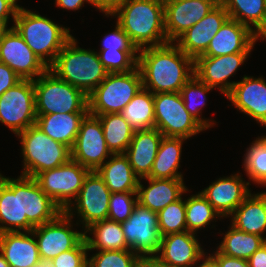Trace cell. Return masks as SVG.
I'll return each mask as SVG.
<instances>
[{
    "label": "cell",
    "instance_id": "6da1fadb",
    "mask_svg": "<svg viewBox=\"0 0 266 267\" xmlns=\"http://www.w3.org/2000/svg\"><path fill=\"white\" fill-rule=\"evenodd\" d=\"M137 67L143 88L153 94L180 92L194 76V59L186 55L175 42L140 49Z\"/></svg>",
    "mask_w": 266,
    "mask_h": 267
},
{
    "label": "cell",
    "instance_id": "7a4b0ae2",
    "mask_svg": "<svg viewBox=\"0 0 266 267\" xmlns=\"http://www.w3.org/2000/svg\"><path fill=\"white\" fill-rule=\"evenodd\" d=\"M110 16L128 34L138 50L168 43L165 32L164 2L125 0Z\"/></svg>",
    "mask_w": 266,
    "mask_h": 267
},
{
    "label": "cell",
    "instance_id": "3957f363",
    "mask_svg": "<svg viewBox=\"0 0 266 267\" xmlns=\"http://www.w3.org/2000/svg\"><path fill=\"white\" fill-rule=\"evenodd\" d=\"M13 27L33 53L49 68L58 53L73 37L69 28L54 23L39 13L19 7Z\"/></svg>",
    "mask_w": 266,
    "mask_h": 267
},
{
    "label": "cell",
    "instance_id": "277c9868",
    "mask_svg": "<svg viewBox=\"0 0 266 267\" xmlns=\"http://www.w3.org/2000/svg\"><path fill=\"white\" fill-rule=\"evenodd\" d=\"M49 70L61 80L82 90L87 96L108 74L98 53L80 48L74 36L58 53Z\"/></svg>",
    "mask_w": 266,
    "mask_h": 267
},
{
    "label": "cell",
    "instance_id": "5b68a950",
    "mask_svg": "<svg viewBox=\"0 0 266 267\" xmlns=\"http://www.w3.org/2000/svg\"><path fill=\"white\" fill-rule=\"evenodd\" d=\"M23 156V176L34 178L42 171L57 168L71 159V149L51 139L37 125L18 135Z\"/></svg>",
    "mask_w": 266,
    "mask_h": 267
},
{
    "label": "cell",
    "instance_id": "8992f818",
    "mask_svg": "<svg viewBox=\"0 0 266 267\" xmlns=\"http://www.w3.org/2000/svg\"><path fill=\"white\" fill-rule=\"evenodd\" d=\"M37 115L89 112L88 96L49 69L34 80Z\"/></svg>",
    "mask_w": 266,
    "mask_h": 267
},
{
    "label": "cell",
    "instance_id": "52a82bcc",
    "mask_svg": "<svg viewBox=\"0 0 266 267\" xmlns=\"http://www.w3.org/2000/svg\"><path fill=\"white\" fill-rule=\"evenodd\" d=\"M142 88V77L138 67L128 72L108 73L88 95L89 114L121 113Z\"/></svg>",
    "mask_w": 266,
    "mask_h": 267
},
{
    "label": "cell",
    "instance_id": "ba28073f",
    "mask_svg": "<svg viewBox=\"0 0 266 267\" xmlns=\"http://www.w3.org/2000/svg\"><path fill=\"white\" fill-rule=\"evenodd\" d=\"M154 127L165 137L189 139L205 129L190 115L180 92L154 94Z\"/></svg>",
    "mask_w": 266,
    "mask_h": 267
},
{
    "label": "cell",
    "instance_id": "9c48e42d",
    "mask_svg": "<svg viewBox=\"0 0 266 267\" xmlns=\"http://www.w3.org/2000/svg\"><path fill=\"white\" fill-rule=\"evenodd\" d=\"M90 172L78 162L70 159L67 163L37 174L34 179L56 205L65 211L80 192L85 177Z\"/></svg>",
    "mask_w": 266,
    "mask_h": 267
},
{
    "label": "cell",
    "instance_id": "30bf717a",
    "mask_svg": "<svg viewBox=\"0 0 266 267\" xmlns=\"http://www.w3.org/2000/svg\"><path fill=\"white\" fill-rule=\"evenodd\" d=\"M37 118L34 80L22 79L0 96V122L18 135Z\"/></svg>",
    "mask_w": 266,
    "mask_h": 267
},
{
    "label": "cell",
    "instance_id": "8fae6325",
    "mask_svg": "<svg viewBox=\"0 0 266 267\" xmlns=\"http://www.w3.org/2000/svg\"><path fill=\"white\" fill-rule=\"evenodd\" d=\"M110 196L111 192L103 178L96 171H90L74 203H71L65 212L72 219L77 213V217L80 216V222L83 224L82 228L85 230L91 224L107 219Z\"/></svg>",
    "mask_w": 266,
    "mask_h": 267
},
{
    "label": "cell",
    "instance_id": "7c38bea8",
    "mask_svg": "<svg viewBox=\"0 0 266 267\" xmlns=\"http://www.w3.org/2000/svg\"><path fill=\"white\" fill-rule=\"evenodd\" d=\"M121 227L131 251L139 256H155L158 253L161 235L156 212L137 203Z\"/></svg>",
    "mask_w": 266,
    "mask_h": 267
},
{
    "label": "cell",
    "instance_id": "4fadbf2b",
    "mask_svg": "<svg viewBox=\"0 0 266 267\" xmlns=\"http://www.w3.org/2000/svg\"><path fill=\"white\" fill-rule=\"evenodd\" d=\"M72 218L62 211L53 221L32 230L42 261L49 262L62 252L74 249L85 237L84 232L73 230Z\"/></svg>",
    "mask_w": 266,
    "mask_h": 267
},
{
    "label": "cell",
    "instance_id": "5bb4252c",
    "mask_svg": "<svg viewBox=\"0 0 266 267\" xmlns=\"http://www.w3.org/2000/svg\"><path fill=\"white\" fill-rule=\"evenodd\" d=\"M111 155L100 119L88 113L71 148V159L90 171H97Z\"/></svg>",
    "mask_w": 266,
    "mask_h": 267
},
{
    "label": "cell",
    "instance_id": "9a60e30c",
    "mask_svg": "<svg viewBox=\"0 0 266 267\" xmlns=\"http://www.w3.org/2000/svg\"><path fill=\"white\" fill-rule=\"evenodd\" d=\"M0 62L10 67L22 79L35 80L49 69L13 26L0 41Z\"/></svg>",
    "mask_w": 266,
    "mask_h": 267
},
{
    "label": "cell",
    "instance_id": "2e32d148",
    "mask_svg": "<svg viewBox=\"0 0 266 267\" xmlns=\"http://www.w3.org/2000/svg\"><path fill=\"white\" fill-rule=\"evenodd\" d=\"M250 52H239L217 57L198 56L194 60V75L210 87L220 90L225 96L237 81H228L244 64Z\"/></svg>",
    "mask_w": 266,
    "mask_h": 267
},
{
    "label": "cell",
    "instance_id": "e0dca14e",
    "mask_svg": "<svg viewBox=\"0 0 266 267\" xmlns=\"http://www.w3.org/2000/svg\"><path fill=\"white\" fill-rule=\"evenodd\" d=\"M203 0H168L164 2L165 32L169 42L204 18L215 6Z\"/></svg>",
    "mask_w": 266,
    "mask_h": 267
},
{
    "label": "cell",
    "instance_id": "ac0fdd59",
    "mask_svg": "<svg viewBox=\"0 0 266 267\" xmlns=\"http://www.w3.org/2000/svg\"><path fill=\"white\" fill-rule=\"evenodd\" d=\"M34 228L23 217L22 175L14 179L0 173V233L27 232Z\"/></svg>",
    "mask_w": 266,
    "mask_h": 267
},
{
    "label": "cell",
    "instance_id": "d6986e66",
    "mask_svg": "<svg viewBox=\"0 0 266 267\" xmlns=\"http://www.w3.org/2000/svg\"><path fill=\"white\" fill-rule=\"evenodd\" d=\"M195 234L184 231L162 236L155 257L167 267H194L205 254Z\"/></svg>",
    "mask_w": 266,
    "mask_h": 267
},
{
    "label": "cell",
    "instance_id": "ffe728a7",
    "mask_svg": "<svg viewBox=\"0 0 266 267\" xmlns=\"http://www.w3.org/2000/svg\"><path fill=\"white\" fill-rule=\"evenodd\" d=\"M228 18L226 9L219 4L174 42L186 55L195 60L206 51L210 41Z\"/></svg>",
    "mask_w": 266,
    "mask_h": 267
},
{
    "label": "cell",
    "instance_id": "44dd1931",
    "mask_svg": "<svg viewBox=\"0 0 266 267\" xmlns=\"http://www.w3.org/2000/svg\"><path fill=\"white\" fill-rule=\"evenodd\" d=\"M242 113L266 126V80L263 77L246 76L237 81L225 96Z\"/></svg>",
    "mask_w": 266,
    "mask_h": 267
},
{
    "label": "cell",
    "instance_id": "7402d4cb",
    "mask_svg": "<svg viewBox=\"0 0 266 267\" xmlns=\"http://www.w3.org/2000/svg\"><path fill=\"white\" fill-rule=\"evenodd\" d=\"M249 185L250 182L243 181L241 175L236 173L229 177L217 179L200 193L208 200L221 218L230 217L232 212L251 193Z\"/></svg>",
    "mask_w": 266,
    "mask_h": 267
},
{
    "label": "cell",
    "instance_id": "603a6c76",
    "mask_svg": "<svg viewBox=\"0 0 266 267\" xmlns=\"http://www.w3.org/2000/svg\"><path fill=\"white\" fill-rule=\"evenodd\" d=\"M256 35L247 26L228 18L200 56L217 57L239 52H251Z\"/></svg>",
    "mask_w": 266,
    "mask_h": 267
},
{
    "label": "cell",
    "instance_id": "cb8c5ba5",
    "mask_svg": "<svg viewBox=\"0 0 266 267\" xmlns=\"http://www.w3.org/2000/svg\"><path fill=\"white\" fill-rule=\"evenodd\" d=\"M163 134L154 128L135 130L125 151L134 173L141 179L147 177L155 161Z\"/></svg>",
    "mask_w": 266,
    "mask_h": 267
},
{
    "label": "cell",
    "instance_id": "d4e9b609",
    "mask_svg": "<svg viewBox=\"0 0 266 267\" xmlns=\"http://www.w3.org/2000/svg\"><path fill=\"white\" fill-rule=\"evenodd\" d=\"M23 217L34 226L53 221L62 210L47 196L36 180L22 175Z\"/></svg>",
    "mask_w": 266,
    "mask_h": 267
},
{
    "label": "cell",
    "instance_id": "484cf974",
    "mask_svg": "<svg viewBox=\"0 0 266 267\" xmlns=\"http://www.w3.org/2000/svg\"><path fill=\"white\" fill-rule=\"evenodd\" d=\"M145 179L149 185L147 188L141 183ZM183 179H157L144 177L139 180L137 189V202L158 213L167 205L179 200L188 188Z\"/></svg>",
    "mask_w": 266,
    "mask_h": 267
},
{
    "label": "cell",
    "instance_id": "4316f807",
    "mask_svg": "<svg viewBox=\"0 0 266 267\" xmlns=\"http://www.w3.org/2000/svg\"><path fill=\"white\" fill-rule=\"evenodd\" d=\"M0 252L10 267H34L42 261L32 231L0 233Z\"/></svg>",
    "mask_w": 266,
    "mask_h": 267
},
{
    "label": "cell",
    "instance_id": "83f0119b",
    "mask_svg": "<svg viewBox=\"0 0 266 267\" xmlns=\"http://www.w3.org/2000/svg\"><path fill=\"white\" fill-rule=\"evenodd\" d=\"M230 216L232 226L266 240V192L250 193Z\"/></svg>",
    "mask_w": 266,
    "mask_h": 267
},
{
    "label": "cell",
    "instance_id": "f1b7e54d",
    "mask_svg": "<svg viewBox=\"0 0 266 267\" xmlns=\"http://www.w3.org/2000/svg\"><path fill=\"white\" fill-rule=\"evenodd\" d=\"M89 112L53 113L37 115V125L51 139L65 144L70 149L80 129V124Z\"/></svg>",
    "mask_w": 266,
    "mask_h": 267
},
{
    "label": "cell",
    "instance_id": "f546056e",
    "mask_svg": "<svg viewBox=\"0 0 266 267\" xmlns=\"http://www.w3.org/2000/svg\"><path fill=\"white\" fill-rule=\"evenodd\" d=\"M96 172L111 193L137 192L140 178L134 173L124 153L112 154Z\"/></svg>",
    "mask_w": 266,
    "mask_h": 267
},
{
    "label": "cell",
    "instance_id": "4dcf8cb0",
    "mask_svg": "<svg viewBox=\"0 0 266 267\" xmlns=\"http://www.w3.org/2000/svg\"><path fill=\"white\" fill-rule=\"evenodd\" d=\"M187 140L182 137L163 136L158 152L153 162L152 169L148 178L157 179H183L180 167L182 144Z\"/></svg>",
    "mask_w": 266,
    "mask_h": 267
},
{
    "label": "cell",
    "instance_id": "1f68e13d",
    "mask_svg": "<svg viewBox=\"0 0 266 267\" xmlns=\"http://www.w3.org/2000/svg\"><path fill=\"white\" fill-rule=\"evenodd\" d=\"M88 250H126L129 249L121 223L109 219L97 221L84 230ZM93 235V237L87 234ZM95 238V239H94Z\"/></svg>",
    "mask_w": 266,
    "mask_h": 267
},
{
    "label": "cell",
    "instance_id": "d6a6232c",
    "mask_svg": "<svg viewBox=\"0 0 266 267\" xmlns=\"http://www.w3.org/2000/svg\"><path fill=\"white\" fill-rule=\"evenodd\" d=\"M100 119L106 145L112 154L125 153L134 136L133 129L121 113L94 115Z\"/></svg>",
    "mask_w": 266,
    "mask_h": 267
},
{
    "label": "cell",
    "instance_id": "836d02e7",
    "mask_svg": "<svg viewBox=\"0 0 266 267\" xmlns=\"http://www.w3.org/2000/svg\"><path fill=\"white\" fill-rule=\"evenodd\" d=\"M221 4L229 18L247 26L254 34L264 26L266 0H222Z\"/></svg>",
    "mask_w": 266,
    "mask_h": 267
},
{
    "label": "cell",
    "instance_id": "e575fe53",
    "mask_svg": "<svg viewBox=\"0 0 266 267\" xmlns=\"http://www.w3.org/2000/svg\"><path fill=\"white\" fill-rule=\"evenodd\" d=\"M121 114L135 130L154 128V94L142 88Z\"/></svg>",
    "mask_w": 266,
    "mask_h": 267
},
{
    "label": "cell",
    "instance_id": "d590c367",
    "mask_svg": "<svg viewBox=\"0 0 266 267\" xmlns=\"http://www.w3.org/2000/svg\"><path fill=\"white\" fill-rule=\"evenodd\" d=\"M225 232L223 241L217 249L227 256L248 260L266 240L256 234L246 233L231 225Z\"/></svg>",
    "mask_w": 266,
    "mask_h": 267
},
{
    "label": "cell",
    "instance_id": "8d00e7d4",
    "mask_svg": "<svg viewBox=\"0 0 266 267\" xmlns=\"http://www.w3.org/2000/svg\"><path fill=\"white\" fill-rule=\"evenodd\" d=\"M212 89L214 88L208 86L194 75L180 91L185 108L204 129H208L215 124L212 119H203L201 117L202 114H200L203 106H205V100L207 101L206 94Z\"/></svg>",
    "mask_w": 266,
    "mask_h": 267
},
{
    "label": "cell",
    "instance_id": "74e56055",
    "mask_svg": "<svg viewBox=\"0 0 266 267\" xmlns=\"http://www.w3.org/2000/svg\"><path fill=\"white\" fill-rule=\"evenodd\" d=\"M185 208L187 231L193 233L221 217L200 192L185 199Z\"/></svg>",
    "mask_w": 266,
    "mask_h": 267
},
{
    "label": "cell",
    "instance_id": "f35d334b",
    "mask_svg": "<svg viewBox=\"0 0 266 267\" xmlns=\"http://www.w3.org/2000/svg\"><path fill=\"white\" fill-rule=\"evenodd\" d=\"M246 152L243 168L247 177L266 187V136L254 140Z\"/></svg>",
    "mask_w": 266,
    "mask_h": 267
},
{
    "label": "cell",
    "instance_id": "ab89813d",
    "mask_svg": "<svg viewBox=\"0 0 266 267\" xmlns=\"http://www.w3.org/2000/svg\"><path fill=\"white\" fill-rule=\"evenodd\" d=\"M161 237L187 231L185 200L182 197L157 213Z\"/></svg>",
    "mask_w": 266,
    "mask_h": 267
},
{
    "label": "cell",
    "instance_id": "60d3db41",
    "mask_svg": "<svg viewBox=\"0 0 266 267\" xmlns=\"http://www.w3.org/2000/svg\"><path fill=\"white\" fill-rule=\"evenodd\" d=\"M137 54V55H136ZM139 50H100V62L108 73L128 72L137 68Z\"/></svg>",
    "mask_w": 266,
    "mask_h": 267
},
{
    "label": "cell",
    "instance_id": "b9f144b4",
    "mask_svg": "<svg viewBox=\"0 0 266 267\" xmlns=\"http://www.w3.org/2000/svg\"><path fill=\"white\" fill-rule=\"evenodd\" d=\"M139 255L130 249L98 251L88 258L89 267H133Z\"/></svg>",
    "mask_w": 266,
    "mask_h": 267
},
{
    "label": "cell",
    "instance_id": "7bdbcfd3",
    "mask_svg": "<svg viewBox=\"0 0 266 267\" xmlns=\"http://www.w3.org/2000/svg\"><path fill=\"white\" fill-rule=\"evenodd\" d=\"M137 203V192L111 193L107 219L118 223L125 222Z\"/></svg>",
    "mask_w": 266,
    "mask_h": 267
},
{
    "label": "cell",
    "instance_id": "ee69618b",
    "mask_svg": "<svg viewBox=\"0 0 266 267\" xmlns=\"http://www.w3.org/2000/svg\"><path fill=\"white\" fill-rule=\"evenodd\" d=\"M88 246L85 238L74 248L60 253L49 261L52 267H89Z\"/></svg>",
    "mask_w": 266,
    "mask_h": 267
},
{
    "label": "cell",
    "instance_id": "f6af8a7d",
    "mask_svg": "<svg viewBox=\"0 0 266 267\" xmlns=\"http://www.w3.org/2000/svg\"><path fill=\"white\" fill-rule=\"evenodd\" d=\"M101 42L102 48L100 50H138L128 34L117 22L115 30L107 33Z\"/></svg>",
    "mask_w": 266,
    "mask_h": 267
},
{
    "label": "cell",
    "instance_id": "bcb514c9",
    "mask_svg": "<svg viewBox=\"0 0 266 267\" xmlns=\"http://www.w3.org/2000/svg\"><path fill=\"white\" fill-rule=\"evenodd\" d=\"M21 80L22 78L16 72L0 62V96Z\"/></svg>",
    "mask_w": 266,
    "mask_h": 267
},
{
    "label": "cell",
    "instance_id": "7dc6e473",
    "mask_svg": "<svg viewBox=\"0 0 266 267\" xmlns=\"http://www.w3.org/2000/svg\"><path fill=\"white\" fill-rule=\"evenodd\" d=\"M210 255L218 262L219 267H249L246 259L227 256L222 254L218 249Z\"/></svg>",
    "mask_w": 266,
    "mask_h": 267
},
{
    "label": "cell",
    "instance_id": "c3c4849f",
    "mask_svg": "<svg viewBox=\"0 0 266 267\" xmlns=\"http://www.w3.org/2000/svg\"><path fill=\"white\" fill-rule=\"evenodd\" d=\"M19 7L17 0H0V23L8 24L10 16L14 22Z\"/></svg>",
    "mask_w": 266,
    "mask_h": 267
},
{
    "label": "cell",
    "instance_id": "681fc988",
    "mask_svg": "<svg viewBox=\"0 0 266 267\" xmlns=\"http://www.w3.org/2000/svg\"><path fill=\"white\" fill-rule=\"evenodd\" d=\"M125 0H89V3L109 17Z\"/></svg>",
    "mask_w": 266,
    "mask_h": 267
},
{
    "label": "cell",
    "instance_id": "f907efd6",
    "mask_svg": "<svg viewBox=\"0 0 266 267\" xmlns=\"http://www.w3.org/2000/svg\"><path fill=\"white\" fill-rule=\"evenodd\" d=\"M247 261L249 267H266V242Z\"/></svg>",
    "mask_w": 266,
    "mask_h": 267
},
{
    "label": "cell",
    "instance_id": "816d5d0a",
    "mask_svg": "<svg viewBox=\"0 0 266 267\" xmlns=\"http://www.w3.org/2000/svg\"><path fill=\"white\" fill-rule=\"evenodd\" d=\"M133 267H167L155 256H139Z\"/></svg>",
    "mask_w": 266,
    "mask_h": 267
},
{
    "label": "cell",
    "instance_id": "f5cc1de1",
    "mask_svg": "<svg viewBox=\"0 0 266 267\" xmlns=\"http://www.w3.org/2000/svg\"><path fill=\"white\" fill-rule=\"evenodd\" d=\"M84 2L89 3V0H55V4L59 8L73 11L79 10Z\"/></svg>",
    "mask_w": 266,
    "mask_h": 267
},
{
    "label": "cell",
    "instance_id": "db71d44e",
    "mask_svg": "<svg viewBox=\"0 0 266 267\" xmlns=\"http://www.w3.org/2000/svg\"><path fill=\"white\" fill-rule=\"evenodd\" d=\"M208 254H204L201 259L202 263L199 262V264L196 267H219L218 262L209 254V256H205Z\"/></svg>",
    "mask_w": 266,
    "mask_h": 267
},
{
    "label": "cell",
    "instance_id": "11a10c76",
    "mask_svg": "<svg viewBox=\"0 0 266 267\" xmlns=\"http://www.w3.org/2000/svg\"><path fill=\"white\" fill-rule=\"evenodd\" d=\"M256 35V39L258 40L259 37L263 40L266 39V19H265V23L264 26L255 34Z\"/></svg>",
    "mask_w": 266,
    "mask_h": 267
},
{
    "label": "cell",
    "instance_id": "9f6ffc18",
    "mask_svg": "<svg viewBox=\"0 0 266 267\" xmlns=\"http://www.w3.org/2000/svg\"><path fill=\"white\" fill-rule=\"evenodd\" d=\"M7 26L8 24L0 23V41L3 38L4 34L9 30Z\"/></svg>",
    "mask_w": 266,
    "mask_h": 267
},
{
    "label": "cell",
    "instance_id": "6f0895ef",
    "mask_svg": "<svg viewBox=\"0 0 266 267\" xmlns=\"http://www.w3.org/2000/svg\"><path fill=\"white\" fill-rule=\"evenodd\" d=\"M0 267H10V265L7 263V261L1 254V252H0Z\"/></svg>",
    "mask_w": 266,
    "mask_h": 267
},
{
    "label": "cell",
    "instance_id": "680465c9",
    "mask_svg": "<svg viewBox=\"0 0 266 267\" xmlns=\"http://www.w3.org/2000/svg\"><path fill=\"white\" fill-rule=\"evenodd\" d=\"M37 267H52V265L49 262L41 261L37 264Z\"/></svg>",
    "mask_w": 266,
    "mask_h": 267
},
{
    "label": "cell",
    "instance_id": "91938a15",
    "mask_svg": "<svg viewBox=\"0 0 266 267\" xmlns=\"http://www.w3.org/2000/svg\"><path fill=\"white\" fill-rule=\"evenodd\" d=\"M203 1L211 2V3H221L222 2V0H203Z\"/></svg>",
    "mask_w": 266,
    "mask_h": 267
}]
</instances>
